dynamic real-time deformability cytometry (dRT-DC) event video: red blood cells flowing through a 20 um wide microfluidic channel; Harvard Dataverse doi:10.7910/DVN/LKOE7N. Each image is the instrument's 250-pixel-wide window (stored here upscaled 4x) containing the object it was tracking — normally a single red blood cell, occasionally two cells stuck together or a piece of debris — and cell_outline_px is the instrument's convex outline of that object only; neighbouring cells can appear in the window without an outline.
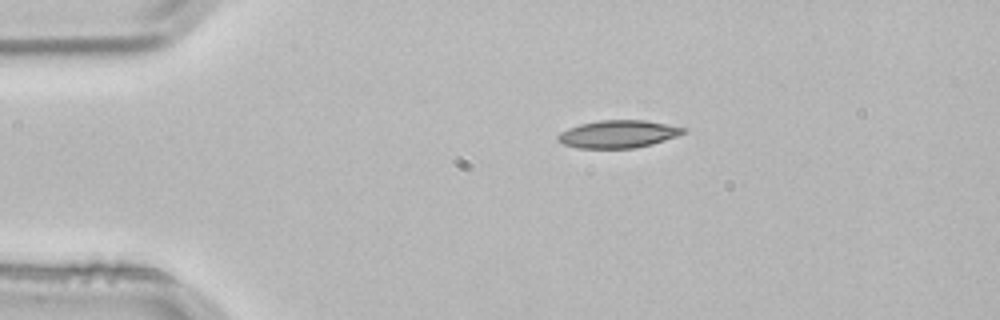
{"species": "common noctule bat (a hibernating species)", "species_latin": "Nyctalus noctula", "temperature_condition": "room temperature", "stored_images_in_passage": 1, "camera_frame_rate_fps": 3000, "um_per_image_px": 0.085, "animal": {"sex": "male", "body_mass_g": 21.5, "forearm_length_mm": 52.0}, "frame": {"image": 1, "passage_image": 1, "time_ms": 0.0, "image_size_px": [1000, 320], "cell_outline_px": [[688, 128], [684, 132], [676, 136], [652, 144], [636, 148], [576, 148], [564, 144], [556, 140], [556, 136], [560, 132], [568, 128], [580, 124], [600, 120], [644, 120]], "centroid_in_image_um": [52.51, 11.4], "position_along_channel_um": 32.5, "area_um2": 20.17}}